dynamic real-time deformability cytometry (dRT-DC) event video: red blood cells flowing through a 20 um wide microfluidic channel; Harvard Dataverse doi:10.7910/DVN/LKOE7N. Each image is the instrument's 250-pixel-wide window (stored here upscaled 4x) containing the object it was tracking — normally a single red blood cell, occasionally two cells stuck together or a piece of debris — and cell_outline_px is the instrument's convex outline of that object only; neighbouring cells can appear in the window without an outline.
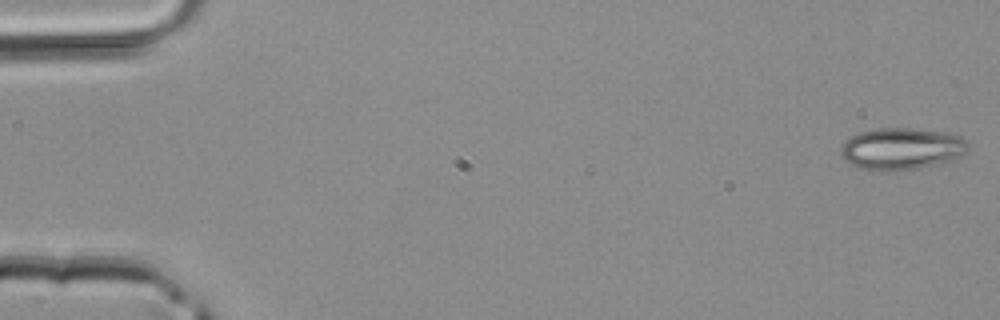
{"species": "common noctule bat (a hibernating species)", "species_latin": "Nyctalus noctula", "temperature_condition": "room temperature", "stored_images_in_passage": 45, "camera_frame_rate_fps": 3000, "um_per_image_px": 0.085, "animal": {"sex": "male", "body_mass_g": 20.4}, "frame": {"image": 1, "passage_image": 1, "time_ms": 0.0, "image_size_px": [1000, 320], "cell_outline_px": [[968, 148], [960, 156], [952, 160], [920, 168], [884, 172], [860, 168], [844, 160], [840, 156], [840, 148], [844, 140], [860, 132], [880, 128], [908, 128], [944, 132], [960, 136], [968, 144]], "centroid_in_image_um": [76.59, 12.65], "position_along_channel_um": 8.4, "area_um2": 31.1}}
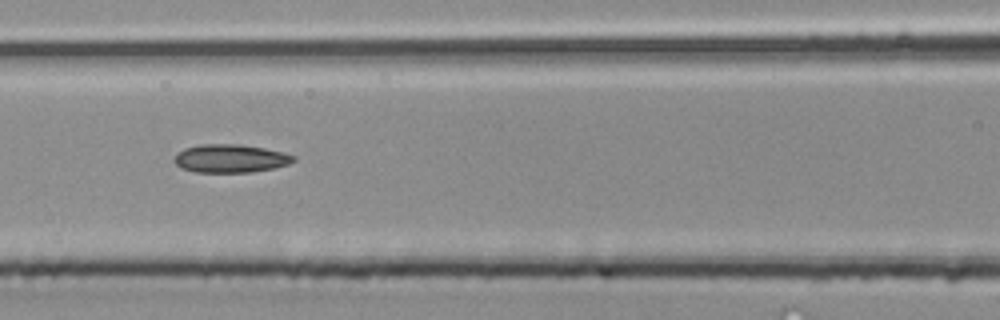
{"frame": {"image": 2, "passage_image": 20, "time_ms": 6.333, "image_size_px": [1000, 320], "cell_outline_px": [[296, 160], [288, 164], [272, 168], [252, 172], [196, 172], [180, 168], [176, 164], [176, 152], [184, 148], [200, 144], [240, 144], [264, 148], [284, 152], [296, 156]], "centroid_in_image_um": [19.59, 13.46], "position_along_channel_um": 147.0, "area_um2": 19.65}}
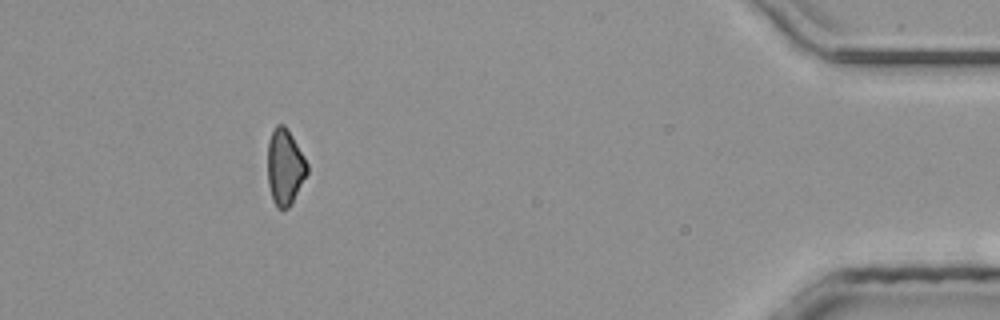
{"frame": {"image": 3, "passage_image": 41, "time_ms": 13.333, "image_size_px": [1000, 320], "cell_outline_px": [[308, 172], [292, 204], [288, 208], [276, 208], [272, 200], [268, 184], [268, 140], [276, 124], [284, 124], [292, 136], [304, 156], [308, 164]], "centroid_in_image_um": [24.22, 14.21], "position_along_channel_um": 411.0, "area_um2": 17.57}}